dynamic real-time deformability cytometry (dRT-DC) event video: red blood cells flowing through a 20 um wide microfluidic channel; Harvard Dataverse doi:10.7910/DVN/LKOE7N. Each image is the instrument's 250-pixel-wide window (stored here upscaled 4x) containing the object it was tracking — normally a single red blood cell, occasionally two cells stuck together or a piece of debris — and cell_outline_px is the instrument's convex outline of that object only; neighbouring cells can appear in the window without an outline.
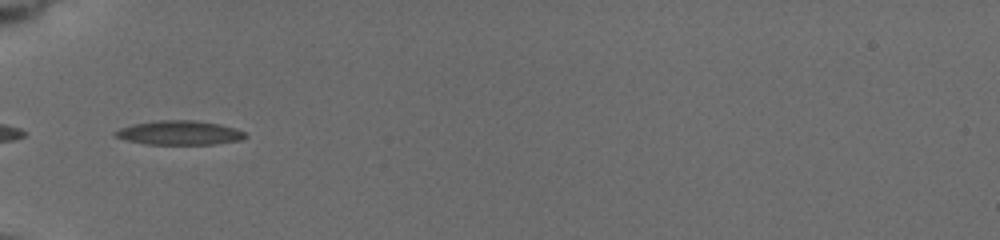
{"species": "common noctule bat (a hibernating species)", "species_latin": "Nyctalus noctula", "temperature_condition": "cold", "stored_images_in_passage": 8, "camera_frame_rate_fps": 3000, "um_per_image_px": 0.085, "animal": {"sex": "female", "body_mass_g": 19.5, "forearm_length_mm": 54.1}, "frame": {"image": 1, "passage_image": 1, "time_ms": 0.0, "image_size_px": [1000, 240], "cell_outline_px": [[248, 136], [240, 140], [216, 144], [148, 144], [128, 140], [116, 136], [112, 132], [120, 128], [132, 124], [160, 120], [196, 120], [220, 124], [236, 128], [244, 132]], "centroid_in_image_um": [15.29, 11.28], "position_along_channel_um": 69.7, "area_um2": 18.26}}
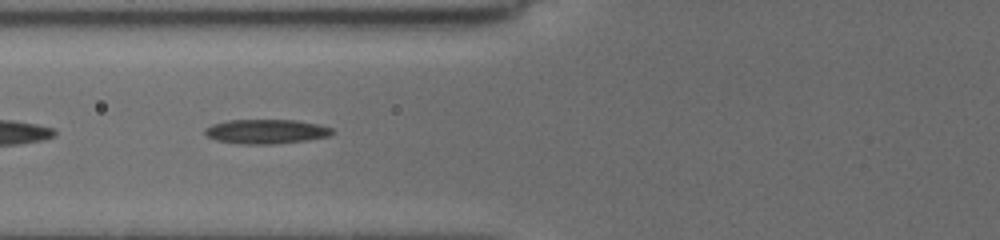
{"frame": {"image": 2, "passage_image": 3, "time_ms": 1.0, "image_size_px": [1000, 240], "cell_outline_px": [[332, 132], [328, 136], [308, 140], [272, 144], [240, 144], [216, 140], [204, 136], [204, 128], [212, 124], [228, 120], [296, 120], [320, 124], [332, 128]], "centroid_in_image_um": [22.57, 11.17], "position_along_channel_um": 103.2, "area_um2": 18.21}}
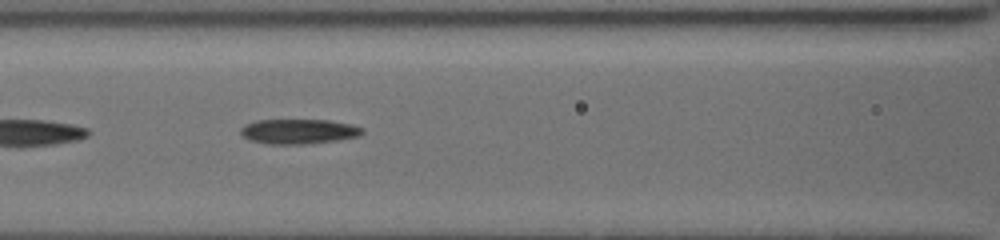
{"frame": {"image": 3, "passage_image": 5, "time_ms": 2.0, "image_size_px": [1000, 240], "cell_outline_px": [[364, 132], [360, 136], [336, 140], [308, 144], [268, 144], [248, 140], [240, 132], [240, 128], [244, 124], [256, 120], [328, 120], [352, 124], [360, 128]], "centroid_in_image_um": [25.35, 11.17], "position_along_channel_um": 141.3, "area_um2": 17.69}}